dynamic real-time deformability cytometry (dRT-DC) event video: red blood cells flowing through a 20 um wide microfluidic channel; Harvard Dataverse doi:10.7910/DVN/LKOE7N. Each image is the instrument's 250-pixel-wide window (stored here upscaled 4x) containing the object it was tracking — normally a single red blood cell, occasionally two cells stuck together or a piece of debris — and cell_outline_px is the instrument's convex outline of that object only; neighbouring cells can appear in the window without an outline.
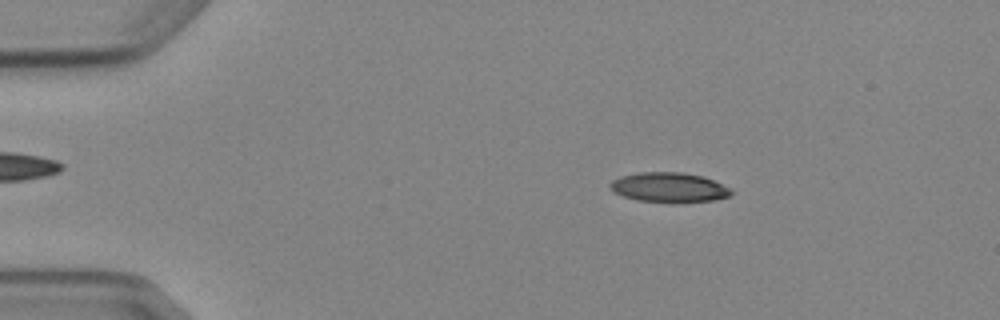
{"species": "Egyptian fruit bat (a non-hibernating species)", "species_latin": "Rousettus aegyptiacus", "temperature_condition": "cold", "stored_images_in_passage": 5, "camera_frame_rate_fps": 3000, "um_per_image_px": 0.085, "animal": {"sex": "female"}, "frame": {"image": 1, "passage_image": 2, "time_ms": 1.333, "image_size_px": [1000, 320], "cell_outline_px": [[732, 196], [716, 200], [676, 204], [636, 200], [612, 192], [608, 188], [608, 184], [612, 180], [620, 176], [636, 172], [684, 172], [704, 176], [732, 188]], "centroid_in_image_um": [56.88, 15.94], "position_along_channel_um": 28.1, "area_um2": 21.85}}